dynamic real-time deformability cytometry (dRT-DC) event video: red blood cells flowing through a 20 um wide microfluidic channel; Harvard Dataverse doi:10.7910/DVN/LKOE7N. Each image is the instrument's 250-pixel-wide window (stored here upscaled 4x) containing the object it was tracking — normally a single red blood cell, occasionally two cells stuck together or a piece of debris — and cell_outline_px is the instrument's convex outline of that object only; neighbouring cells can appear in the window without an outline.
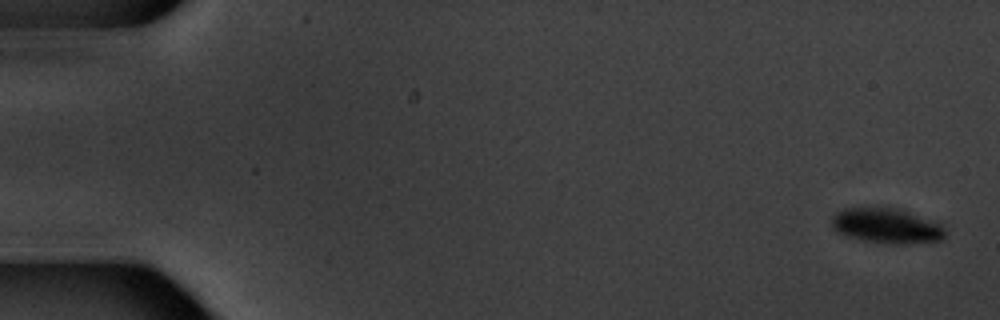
{"species": "common noctule bat (a hibernating species)", "species_latin": "Nyctalus noctula", "temperature_condition": "warm", "stored_images_in_passage": 5, "camera_frame_rate_fps": 3000, "um_per_image_px": 0.085, "animal": {"sex": "male", "body_mass_g": 20.1, "forearm_length_mm": 53.5}, "frame": {"image": 1, "passage_image": 1, "time_ms": 0.0, "image_size_px": [1000, 320], "cell_outline_px": [[944, 236], [940, 240], [904, 244], [888, 244], [860, 240], [836, 232], [832, 228], [832, 216], [836, 212], [844, 208], [872, 204], [880, 204], [900, 208], [940, 220], [944, 228]], "centroid_in_image_um": [75.37, 19.12], "position_along_channel_um": 9.6, "area_um2": 24.68}}
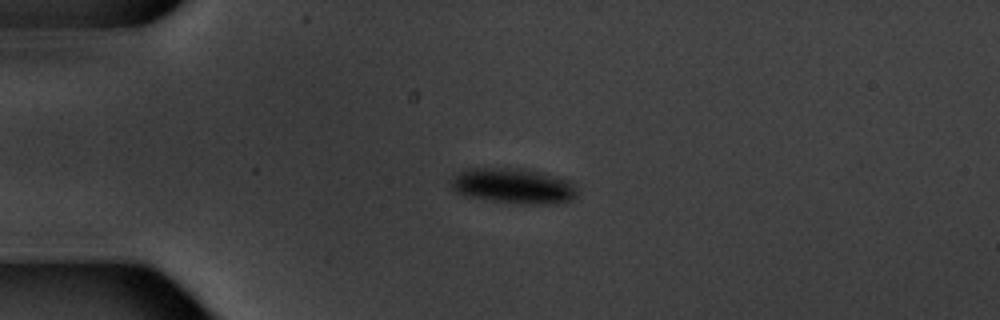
{"frame": {"image": 2, "passage_image": 4, "time_ms": 4.333, "image_size_px": [1000, 320], "cell_outline_px": [[576, 196], [572, 200], [564, 204], [528, 204], [492, 200], [464, 196], [456, 192], [452, 188], [452, 176], [464, 168], [516, 168], [536, 172], [568, 180], [576, 188]], "centroid_in_image_um": [43.61, 15.81], "position_along_channel_um": 41.4, "area_um2": 25.84}}